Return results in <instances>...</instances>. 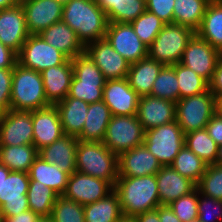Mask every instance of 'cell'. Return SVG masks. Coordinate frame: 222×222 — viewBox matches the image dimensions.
<instances>
[{"instance_id":"obj_1","label":"cell","mask_w":222,"mask_h":222,"mask_svg":"<svg viewBox=\"0 0 222 222\" xmlns=\"http://www.w3.org/2000/svg\"><path fill=\"white\" fill-rule=\"evenodd\" d=\"M62 21L76 32L84 46L105 39L109 24L107 14L95 0H69L64 4Z\"/></svg>"},{"instance_id":"obj_2","label":"cell","mask_w":222,"mask_h":222,"mask_svg":"<svg viewBox=\"0 0 222 222\" xmlns=\"http://www.w3.org/2000/svg\"><path fill=\"white\" fill-rule=\"evenodd\" d=\"M114 190L119 196L123 216L134 217L160 206L155 175L118 177Z\"/></svg>"},{"instance_id":"obj_3","label":"cell","mask_w":222,"mask_h":222,"mask_svg":"<svg viewBox=\"0 0 222 222\" xmlns=\"http://www.w3.org/2000/svg\"><path fill=\"white\" fill-rule=\"evenodd\" d=\"M76 171L106 180L114 187L118 179V156L102 142L78 140Z\"/></svg>"},{"instance_id":"obj_4","label":"cell","mask_w":222,"mask_h":222,"mask_svg":"<svg viewBox=\"0 0 222 222\" xmlns=\"http://www.w3.org/2000/svg\"><path fill=\"white\" fill-rule=\"evenodd\" d=\"M50 105L41 74L17 62L13 68L10 109L33 111Z\"/></svg>"},{"instance_id":"obj_5","label":"cell","mask_w":222,"mask_h":222,"mask_svg":"<svg viewBox=\"0 0 222 222\" xmlns=\"http://www.w3.org/2000/svg\"><path fill=\"white\" fill-rule=\"evenodd\" d=\"M71 62L73 78L68 96L88 104L102 101L106 79L98 66L85 51L72 58Z\"/></svg>"},{"instance_id":"obj_6","label":"cell","mask_w":222,"mask_h":222,"mask_svg":"<svg viewBox=\"0 0 222 222\" xmlns=\"http://www.w3.org/2000/svg\"><path fill=\"white\" fill-rule=\"evenodd\" d=\"M194 34L195 32L186 26L165 24L147 48L148 57L164 66H173L181 61L188 41Z\"/></svg>"},{"instance_id":"obj_7","label":"cell","mask_w":222,"mask_h":222,"mask_svg":"<svg viewBox=\"0 0 222 222\" xmlns=\"http://www.w3.org/2000/svg\"><path fill=\"white\" fill-rule=\"evenodd\" d=\"M176 122L184 134L204 129L215 115V96L210 90L180 98L176 102Z\"/></svg>"},{"instance_id":"obj_8","label":"cell","mask_w":222,"mask_h":222,"mask_svg":"<svg viewBox=\"0 0 222 222\" xmlns=\"http://www.w3.org/2000/svg\"><path fill=\"white\" fill-rule=\"evenodd\" d=\"M143 144L162 166H170L185 145V134L174 121L145 131Z\"/></svg>"},{"instance_id":"obj_9","label":"cell","mask_w":222,"mask_h":222,"mask_svg":"<svg viewBox=\"0 0 222 222\" xmlns=\"http://www.w3.org/2000/svg\"><path fill=\"white\" fill-rule=\"evenodd\" d=\"M145 130L134 116H112L106 130L103 144L119 156L144 142Z\"/></svg>"},{"instance_id":"obj_10","label":"cell","mask_w":222,"mask_h":222,"mask_svg":"<svg viewBox=\"0 0 222 222\" xmlns=\"http://www.w3.org/2000/svg\"><path fill=\"white\" fill-rule=\"evenodd\" d=\"M68 58L55 47L49 45L39 34L29 35L17 54V60L23 67L42 71L63 64Z\"/></svg>"},{"instance_id":"obj_11","label":"cell","mask_w":222,"mask_h":222,"mask_svg":"<svg viewBox=\"0 0 222 222\" xmlns=\"http://www.w3.org/2000/svg\"><path fill=\"white\" fill-rule=\"evenodd\" d=\"M221 54L218 49L195 33L188 41L180 63L209 83Z\"/></svg>"},{"instance_id":"obj_12","label":"cell","mask_w":222,"mask_h":222,"mask_svg":"<svg viewBox=\"0 0 222 222\" xmlns=\"http://www.w3.org/2000/svg\"><path fill=\"white\" fill-rule=\"evenodd\" d=\"M29 182V175L26 172L11 171L8 176H4L0 194L2 216H15L29 210Z\"/></svg>"},{"instance_id":"obj_13","label":"cell","mask_w":222,"mask_h":222,"mask_svg":"<svg viewBox=\"0 0 222 222\" xmlns=\"http://www.w3.org/2000/svg\"><path fill=\"white\" fill-rule=\"evenodd\" d=\"M105 39L130 64L148 56V47L136 35L130 23L109 22Z\"/></svg>"},{"instance_id":"obj_14","label":"cell","mask_w":222,"mask_h":222,"mask_svg":"<svg viewBox=\"0 0 222 222\" xmlns=\"http://www.w3.org/2000/svg\"><path fill=\"white\" fill-rule=\"evenodd\" d=\"M84 51L98 66L106 80L127 78L130 63L115 51L106 39L86 44Z\"/></svg>"},{"instance_id":"obj_15","label":"cell","mask_w":222,"mask_h":222,"mask_svg":"<svg viewBox=\"0 0 222 222\" xmlns=\"http://www.w3.org/2000/svg\"><path fill=\"white\" fill-rule=\"evenodd\" d=\"M27 31L38 35L52 24L62 21L64 4L57 0H20Z\"/></svg>"},{"instance_id":"obj_16","label":"cell","mask_w":222,"mask_h":222,"mask_svg":"<svg viewBox=\"0 0 222 222\" xmlns=\"http://www.w3.org/2000/svg\"><path fill=\"white\" fill-rule=\"evenodd\" d=\"M33 144L32 111L7 110L0 122V145Z\"/></svg>"},{"instance_id":"obj_17","label":"cell","mask_w":222,"mask_h":222,"mask_svg":"<svg viewBox=\"0 0 222 222\" xmlns=\"http://www.w3.org/2000/svg\"><path fill=\"white\" fill-rule=\"evenodd\" d=\"M113 189L106 180L76 171L69 176L63 195L84 206L101 200Z\"/></svg>"},{"instance_id":"obj_18","label":"cell","mask_w":222,"mask_h":222,"mask_svg":"<svg viewBox=\"0 0 222 222\" xmlns=\"http://www.w3.org/2000/svg\"><path fill=\"white\" fill-rule=\"evenodd\" d=\"M140 96L129 85L128 79L106 80L103 88V101L112 116H134Z\"/></svg>"},{"instance_id":"obj_19","label":"cell","mask_w":222,"mask_h":222,"mask_svg":"<svg viewBox=\"0 0 222 222\" xmlns=\"http://www.w3.org/2000/svg\"><path fill=\"white\" fill-rule=\"evenodd\" d=\"M21 3L0 10V42L17 54L29 37Z\"/></svg>"},{"instance_id":"obj_20","label":"cell","mask_w":222,"mask_h":222,"mask_svg":"<svg viewBox=\"0 0 222 222\" xmlns=\"http://www.w3.org/2000/svg\"><path fill=\"white\" fill-rule=\"evenodd\" d=\"M32 122L33 145L38 151L65 135L59 111L55 105L33 110Z\"/></svg>"},{"instance_id":"obj_21","label":"cell","mask_w":222,"mask_h":222,"mask_svg":"<svg viewBox=\"0 0 222 222\" xmlns=\"http://www.w3.org/2000/svg\"><path fill=\"white\" fill-rule=\"evenodd\" d=\"M162 167L144 144L118 156V177L155 175Z\"/></svg>"},{"instance_id":"obj_22","label":"cell","mask_w":222,"mask_h":222,"mask_svg":"<svg viewBox=\"0 0 222 222\" xmlns=\"http://www.w3.org/2000/svg\"><path fill=\"white\" fill-rule=\"evenodd\" d=\"M176 103L155 96H142L137 107V118L144 130L176 121Z\"/></svg>"},{"instance_id":"obj_23","label":"cell","mask_w":222,"mask_h":222,"mask_svg":"<svg viewBox=\"0 0 222 222\" xmlns=\"http://www.w3.org/2000/svg\"><path fill=\"white\" fill-rule=\"evenodd\" d=\"M160 205H170L176 199L189 194L196 184L182 176L171 166H163L156 174Z\"/></svg>"},{"instance_id":"obj_24","label":"cell","mask_w":222,"mask_h":222,"mask_svg":"<svg viewBox=\"0 0 222 222\" xmlns=\"http://www.w3.org/2000/svg\"><path fill=\"white\" fill-rule=\"evenodd\" d=\"M78 138L63 135L51 145L38 151V156L49 164H54L63 172L71 175L76 172V150Z\"/></svg>"},{"instance_id":"obj_25","label":"cell","mask_w":222,"mask_h":222,"mask_svg":"<svg viewBox=\"0 0 222 222\" xmlns=\"http://www.w3.org/2000/svg\"><path fill=\"white\" fill-rule=\"evenodd\" d=\"M47 101L51 105L63 100L70 91L73 78V65L71 59H67L59 66L50 67L41 73Z\"/></svg>"},{"instance_id":"obj_26","label":"cell","mask_w":222,"mask_h":222,"mask_svg":"<svg viewBox=\"0 0 222 222\" xmlns=\"http://www.w3.org/2000/svg\"><path fill=\"white\" fill-rule=\"evenodd\" d=\"M39 35L68 59L84 52L85 46L78 39L76 32L63 21L52 24Z\"/></svg>"},{"instance_id":"obj_27","label":"cell","mask_w":222,"mask_h":222,"mask_svg":"<svg viewBox=\"0 0 222 222\" xmlns=\"http://www.w3.org/2000/svg\"><path fill=\"white\" fill-rule=\"evenodd\" d=\"M163 67V64L158 63L155 59H151L148 56L130 64L127 74L130 87L140 97L150 95L153 83Z\"/></svg>"},{"instance_id":"obj_28","label":"cell","mask_w":222,"mask_h":222,"mask_svg":"<svg viewBox=\"0 0 222 222\" xmlns=\"http://www.w3.org/2000/svg\"><path fill=\"white\" fill-rule=\"evenodd\" d=\"M65 135L78 137L83 129L89 104L68 95L55 104Z\"/></svg>"},{"instance_id":"obj_29","label":"cell","mask_w":222,"mask_h":222,"mask_svg":"<svg viewBox=\"0 0 222 222\" xmlns=\"http://www.w3.org/2000/svg\"><path fill=\"white\" fill-rule=\"evenodd\" d=\"M111 118L112 113L103 100L89 104L82 132L77 138L80 141L103 142Z\"/></svg>"},{"instance_id":"obj_30","label":"cell","mask_w":222,"mask_h":222,"mask_svg":"<svg viewBox=\"0 0 222 222\" xmlns=\"http://www.w3.org/2000/svg\"><path fill=\"white\" fill-rule=\"evenodd\" d=\"M30 181H39L50 187L58 195H62L67 187L69 174L63 172L54 164H49L41 157H37L28 172Z\"/></svg>"},{"instance_id":"obj_31","label":"cell","mask_w":222,"mask_h":222,"mask_svg":"<svg viewBox=\"0 0 222 222\" xmlns=\"http://www.w3.org/2000/svg\"><path fill=\"white\" fill-rule=\"evenodd\" d=\"M109 22L131 23L146 10L143 0H95Z\"/></svg>"},{"instance_id":"obj_32","label":"cell","mask_w":222,"mask_h":222,"mask_svg":"<svg viewBox=\"0 0 222 222\" xmlns=\"http://www.w3.org/2000/svg\"><path fill=\"white\" fill-rule=\"evenodd\" d=\"M83 208L85 222H117L123 216L119 196L114 189L101 200Z\"/></svg>"},{"instance_id":"obj_33","label":"cell","mask_w":222,"mask_h":222,"mask_svg":"<svg viewBox=\"0 0 222 222\" xmlns=\"http://www.w3.org/2000/svg\"><path fill=\"white\" fill-rule=\"evenodd\" d=\"M38 157V149L33 145L7 146L0 145V164L10 171L28 173Z\"/></svg>"},{"instance_id":"obj_34","label":"cell","mask_w":222,"mask_h":222,"mask_svg":"<svg viewBox=\"0 0 222 222\" xmlns=\"http://www.w3.org/2000/svg\"><path fill=\"white\" fill-rule=\"evenodd\" d=\"M208 5L207 0H174L173 23L196 32L201 26Z\"/></svg>"},{"instance_id":"obj_35","label":"cell","mask_w":222,"mask_h":222,"mask_svg":"<svg viewBox=\"0 0 222 222\" xmlns=\"http://www.w3.org/2000/svg\"><path fill=\"white\" fill-rule=\"evenodd\" d=\"M195 33L222 53V2L209 3Z\"/></svg>"},{"instance_id":"obj_36","label":"cell","mask_w":222,"mask_h":222,"mask_svg":"<svg viewBox=\"0 0 222 222\" xmlns=\"http://www.w3.org/2000/svg\"><path fill=\"white\" fill-rule=\"evenodd\" d=\"M29 209L40 217L51 216L58 194L39 181H30L27 192Z\"/></svg>"},{"instance_id":"obj_37","label":"cell","mask_w":222,"mask_h":222,"mask_svg":"<svg viewBox=\"0 0 222 222\" xmlns=\"http://www.w3.org/2000/svg\"><path fill=\"white\" fill-rule=\"evenodd\" d=\"M185 145L208 165L216 163L219 146L205 128L186 133Z\"/></svg>"},{"instance_id":"obj_38","label":"cell","mask_w":222,"mask_h":222,"mask_svg":"<svg viewBox=\"0 0 222 222\" xmlns=\"http://www.w3.org/2000/svg\"><path fill=\"white\" fill-rule=\"evenodd\" d=\"M207 163L192 152L186 145L179 151L170 164L182 176L189 178L197 184L206 171Z\"/></svg>"},{"instance_id":"obj_39","label":"cell","mask_w":222,"mask_h":222,"mask_svg":"<svg viewBox=\"0 0 222 222\" xmlns=\"http://www.w3.org/2000/svg\"><path fill=\"white\" fill-rule=\"evenodd\" d=\"M175 72L179 86V99L209 90V83L205 79L180 62L175 64Z\"/></svg>"},{"instance_id":"obj_40","label":"cell","mask_w":222,"mask_h":222,"mask_svg":"<svg viewBox=\"0 0 222 222\" xmlns=\"http://www.w3.org/2000/svg\"><path fill=\"white\" fill-rule=\"evenodd\" d=\"M151 96L159 97L169 101L179 100V86L173 66H164L157 76L150 93Z\"/></svg>"},{"instance_id":"obj_41","label":"cell","mask_w":222,"mask_h":222,"mask_svg":"<svg viewBox=\"0 0 222 222\" xmlns=\"http://www.w3.org/2000/svg\"><path fill=\"white\" fill-rule=\"evenodd\" d=\"M140 40L149 47L159 34L165 23L154 13L145 10L130 23Z\"/></svg>"},{"instance_id":"obj_42","label":"cell","mask_w":222,"mask_h":222,"mask_svg":"<svg viewBox=\"0 0 222 222\" xmlns=\"http://www.w3.org/2000/svg\"><path fill=\"white\" fill-rule=\"evenodd\" d=\"M53 222H85L83 205L58 195L50 216Z\"/></svg>"},{"instance_id":"obj_43","label":"cell","mask_w":222,"mask_h":222,"mask_svg":"<svg viewBox=\"0 0 222 222\" xmlns=\"http://www.w3.org/2000/svg\"><path fill=\"white\" fill-rule=\"evenodd\" d=\"M196 188L200 194L222 201V165H207Z\"/></svg>"},{"instance_id":"obj_44","label":"cell","mask_w":222,"mask_h":222,"mask_svg":"<svg viewBox=\"0 0 222 222\" xmlns=\"http://www.w3.org/2000/svg\"><path fill=\"white\" fill-rule=\"evenodd\" d=\"M198 196L199 191L195 188L169 205L181 222H189L198 218Z\"/></svg>"},{"instance_id":"obj_45","label":"cell","mask_w":222,"mask_h":222,"mask_svg":"<svg viewBox=\"0 0 222 222\" xmlns=\"http://www.w3.org/2000/svg\"><path fill=\"white\" fill-rule=\"evenodd\" d=\"M198 218L201 222H222V201L199 193Z\"/></svg>"},{"instance_id":"obj_46","label":"cell","mask_w":222,"mask_h":222,"mask_svg":"<svg viewBox=\"0 0 222 222\" xmlns=\"http://www.w3.org/2000/svg\"><path fill=\"white\" fill-rule=\"evenodd\" d=\"M174 0H147L146 10L154 13L165 24L173 23Z\"/></svg>"},{"instance_id":"obj_47","label":"cell","mask_w":222,"mask_h":222,"mask_svg":"<svg viewBox=\"0 0 222 222\" xmlns=\"http://www.w3.org/2000/svg\"><path fill=\"white\" fill-rule=\"evenodd\" d=\"M13 68L0 69V107L10 109Z\"/></svg>"},{"instance_id":"obj_48","label":"cell","mask_w":222,"mask_h":222,"mask_svg":"<svg viewBox=\"0 0 222 222\" xmlns=\"http://www.w3.org/2000/svg\"><path fill=\"white\" fill-rule=\"evenodd\" d=\"M209 90L215 98L222 96V54L216 64L211 81L209 82Z\"/></svg>"},{"instance_id":"obj_49","label":"cell","mask_w":222,"mask_h":222,"mask_svg":"<svg viewBox=\"0 0 222 222\" xmlns=\"http://www.w3.org/2000/svg\"><path fill=\"white\" fill-rule=\"evenodd\" d=\"M205 129L218 146L222 144V118L215 114L210 119Z\"/></svg>"},{"instance_id":"obj_50","label":"cell","mask_w":222,"mask_h":222,"mask_svg":"<svg viewBox=\"0 0 222 222\" xmlns=\"http://www.w3.org/2000/svg\"><path fill=\"white\" fill-rule=\"evenodd\" d=\"M17 62V53L0 42V69L14 68Z\"/></svg>"},{"instance_id":"obj_51","label":"cell","mask_w":222,"mask_h":222,"mask_svg":"<svg viewBox=\"0 0 222 222\" xmlns=\"http://www.w3.org/2000/svg\"><path fill=\"white\" fill-rule=\"evenodd\" d=\"M39 218V215L29 209L15 216H3V222H37Z\"/></svg>"},{"instance_id":"obj_52","label":"cell","mask_w":222,"mask_h":222,"mask_svg":"<svg viewBox=\"0 0 222 222\" xmlns=\"http://www.w3.org/2000/svg\"><path fill=\"white\" fill-rule=\"evenodd\" d=\"M157 213L160 218V222H181L169 205L158 206Z\"/></svg>"},{"instance_id":"obj_53","label":"cell","mask_w":222,"mask_h":222,"mask_svg":"<svg viewBox=\"0 0 222 222\" xmlns=\"http://www.w3.org/2000/svg\"><path fill=\"white\" fill-rule=\"evenodd\" d=\"M134 217L136 219V222H160V218L157 213V208L155 210L139 213Z\"/></svg>"},{"instance_id":"obj_54","label":"cell","mask_w":222,"mask_h":222,"mask_svg":"<svg viewBox=\"0 0 222 222\" xmlns=\"http://www.w3.org/2000/svg\"><path fill=\"white\" fill-rule=\"evenodd\" d=\"M20 0H0V10L12 7L18 4Z\"/></svg>"},{"instance_id":"obj_55","label":"cell","mask_w":222,"mask_h":222,"mask_svg":"<svg viewBox=\"0 0 222 222\" xmlns=\"http://www.w3.org/2000/svg\"><path fill=\"white\" fill-rule=\"evenodd\" d=\"M215 114L222 118V96L215 98Z\"/></svg>"},{"instance_id":"obj_56","label":"cell","mask_w":222,"mask_h":222,"mask_svg":"<svg viewBox=\"0 0 222 222\" xmlns=\"http://www.w3.org/2000/svg\"><path fill=\"white\" fill-rule=\"evenodd\" d=\"M11 171L5 166L0 164V194H1V185L3 182L4 176H8Z\"/></svg>"},{"instance_id":"obj_57","label":"cell","mask_w":222,"mask_h":222,"mask_svg":"<svg viewBox=\"0 0 222 222\" xmlns=\"http://www.w3.org/2000/svg\"><path fill=\"white\" fill-rule=\"evenodd\" d=\"M216 164L222 165V144L219 145V148H218Z\"/></svg>"},{"instance_id":"obj_58","label":"cell","mask_w":222,"mask_h":222,"mask_svg":"<svg viewBox=\"0 0 222 222\" xmlns=\"http://www.w3.org/2000/svg\"><path fill=\"white\" fill-rule=\"evenodd\" d=\"M117 222H136V219L131 216H122Z\"/></svg>"},{"instance_id":"obj_59","label":"cell","mask_w":222,"mask_h":222,"mask_svg":"<svg viewBox=\"0 0 222 222\" xmlns=\"http://www.w3.org/2000/svg\"><path fill=\"white\" fill-rule=\"evenodd\" d=\"M37 222H53L52 218L50 216L48 217H40Z\"/></svg>"},{"instance_id":"obj_60","label":"cell","mask_w":222,"mask_h":222,"mask_svg":"<svg viewBox=\"0 0 222 222\" xmlns=\"http://www.w3.org/2000/svg\"><path fill=\"white\" fill-rule=\"evenodd\" d=\"M4 113H5V111L0 107V122L2 121Z\"/></svg>"},{"instance_id":"obj_61","label":"cell","mask_w":222,"mask_h":222,"mask_svg":"<svg viewBox=\"0 0 222 222\" xmlns=\"http://www.w3.org/2000/svg\"><path fill=\"white\" fill-rule=\"evenodd\" d=\"M209 3H218L222 2V0H207Z\"/></svg>"},{"instance_id":"obj_62","label":"cell","mask_w":222,"mask_h":222,"mask_svg":"<svg viewBox=\"0 0 222 222\" xmlns=\"http://www.w3.org/2000/svg\"><path fill=\"white\" fill-rule=\"evenodd\" d=\"M189 222H201L199 218H195L193 219L192 221H189Z\"/></svg>"},{"instance_id":"obj_63","label":"cell","mask_w":222,"mask_h":222,"mask_svg":"<svg viewBox=\"0 0 222 222\" xmlns=\"http://www.w3.org/2000/svg\"><path fill=\"white\" fill-rule=\"evenodd\" d=\"M57 1H59V2H61V3H63V4H65V3H67L69 0H57Z\"/></svg>"},{"instance_id":"obj_64","label":"cell","mask_w":222,"mask_h":222,"mask_svg":"<svg viewBox=\"0 0 222 222\" xmlns=\"http://www.w3.org/2000/svg\"><path fill=\"white\" fill-rule=\"evenodd\" d=\"M0 222H3V216L0 213Z\"/></svg>"}]
</instances>
